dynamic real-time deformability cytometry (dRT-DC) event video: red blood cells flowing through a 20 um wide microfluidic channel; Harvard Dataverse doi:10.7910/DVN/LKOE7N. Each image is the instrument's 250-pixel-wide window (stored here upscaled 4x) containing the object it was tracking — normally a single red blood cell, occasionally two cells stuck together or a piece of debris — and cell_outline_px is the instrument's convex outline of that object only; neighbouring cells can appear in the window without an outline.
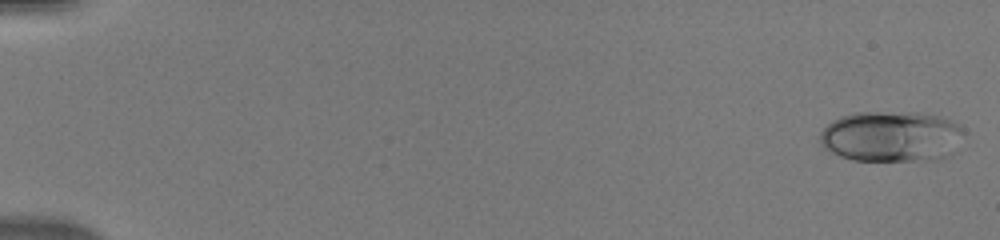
{"species": "human", "species_latin": "Homo sapiens", "temperature_condition": "warm", "stored_images_in_passage": 50, "camera_frame_rate_fps": 3000, "um_per_image_px": 0.085, "donor": {"sex": "male"}, "frame": {"image": 1, "passage_image": 1, "time_ms": 0.0, "image_size_px": [1000, 240], "cell_outline_px": [[964, 132], [944, 156], [940, 160], [852, 160], [840, 156], [824, 148], [820, 144], [820, 132], [832, 120], [840, 116], [856, 112], [916, 112], [936, 116], [948, 120], [956, 124]], "centroid_in_image_um": [75.65, 11.58], "position_along_channel_um": 9.3, "area_um2": 41.96}}
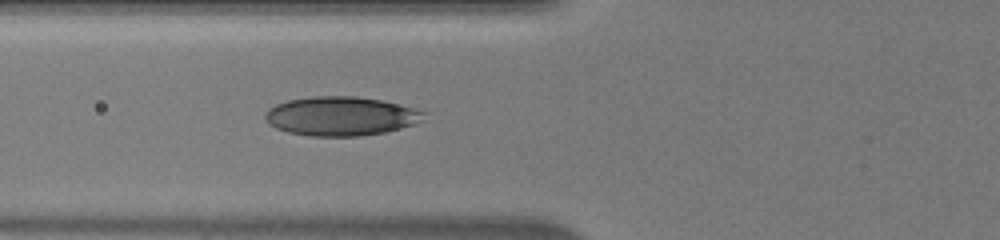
{"frame": {"image": 2, "passage_image": 20, "time_ms": 6.333, "image_size_px": [1000, 240], "cell_outline_px": [[428, 112], [424, 120], [416, 124], [384, 132], [360, 136], [312, 136], [288, 132], [276, 128], [268, 124], [264, 116], [264, 112], [268, 108], [276, 104], [288, 100], [316, 96], [356, 96], [380, 100], [416, 108]], "centroid_in_image_um": [28.99, 9.87], "position_along_channel_um": 96.8, "area_um2": 36.36}}
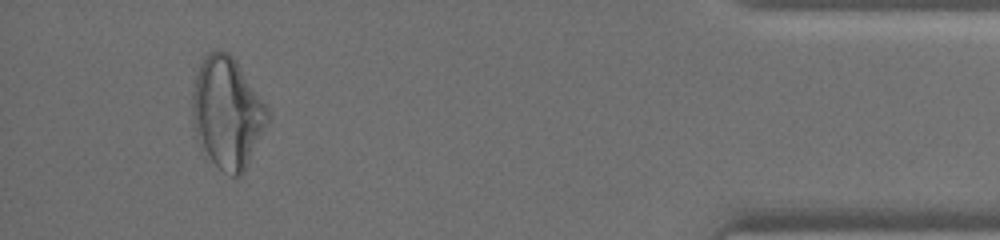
{"frame": {"image": 3, "passage_image": 47, "time_ms": 15.333, "image_size_px": [1000, 240], "cell_outline_px": [[268, 120], [244, 172], [240, 176], [232, 176], [224, 172], [208, 156], [196, 140], [192, 120], [192, 92], [196, 76], [200, 64], [208, 52], [216, 48], [220, 48], [228, 52], [236, 60], [268, 108]], "centroid_in_image_um": [19.28, 9.55], "position_along_channel_um": 415.9, "area_um2": 48.49}}